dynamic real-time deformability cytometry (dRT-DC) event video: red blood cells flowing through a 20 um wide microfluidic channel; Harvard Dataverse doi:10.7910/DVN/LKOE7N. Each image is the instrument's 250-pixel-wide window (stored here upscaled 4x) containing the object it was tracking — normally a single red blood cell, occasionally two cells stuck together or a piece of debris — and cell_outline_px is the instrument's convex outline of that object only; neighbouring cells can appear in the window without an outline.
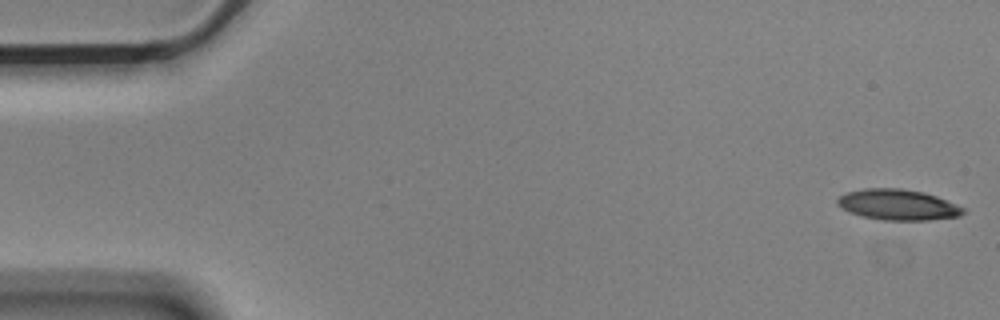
{"species": "Egyptian fruit bat (a non-hibernating species)", "species_latin": "Rousettus aegyptiacus", "temperature_condition": "cold", "stored_images_in_passage": 51, "camera_frame_rate_fps": 3000, "um_per_image_px": 0.085, "animal": {"sex": "male"}, "frame": {"image": 1, "passage_image": 1, "time_ms": 0.0, "image_size_px": [1000, 320], "cell_outline_px": [[964, 212], [960, 216], [928, 220], [880, 220], [848, 212], [836, 204], [836, 200], [840, 196], [848, 192], [864, 188], [900, 188], [924, 192], [936, 196], [964, 208]], "centroid_in_image_um": [76.29, 17.4], "position_along_channel_um": 8.7, "area_um2": 22.43}}
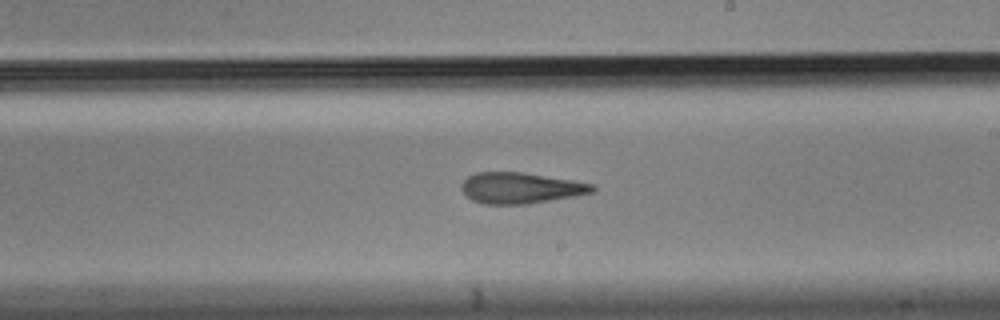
{"frame": {"image": 2, "passage_image": 32, "time_ms": 10.333, "image_size_px": [1000, 320], "cell_outline_px": [[596, 192], [576, 196], [528, 204], [484, 204], [472, 200], [460, 188], [460, 184], [468, 176], [476, 172], [524, 172], [596, 184]], "centroid_in_image_um": [44.29, 15.98], "position_along_channel_um": 244.7, "area_um2": 23.87}}
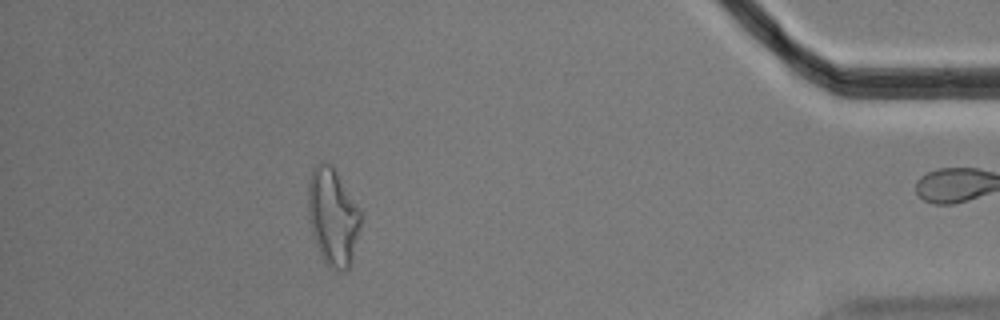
{"frame": {"image": 3, "passage_image": 50, "time_ms": 16.333, "image_size_px": [1000, 320], "cell_outline_px": [[360, 228], [352, 260], [348, 268], [344, 272], [336, 272], [328, 268], [316, 244], [312, 232], [308, 216], [308, 180], [316, 164], [320, 160], [324, 160], [332, 164], [336, 168], [360, 208]], "centroid_in_image_um": [28.3, 18.39], "position_along_channel_um": 406.9, "area_um2": 30.4}, "authors_computed_cell_mechanics": {"area_um2": 23.6402, "velocity_mm_per_s": 3.5492, "shape_relaxation_time_tau1_ms": null, "shape_relaxation_time_tau2_ms": 3.2689, "deformation_change_tau1": null, "deformation_change_tau2": 0.1437}}